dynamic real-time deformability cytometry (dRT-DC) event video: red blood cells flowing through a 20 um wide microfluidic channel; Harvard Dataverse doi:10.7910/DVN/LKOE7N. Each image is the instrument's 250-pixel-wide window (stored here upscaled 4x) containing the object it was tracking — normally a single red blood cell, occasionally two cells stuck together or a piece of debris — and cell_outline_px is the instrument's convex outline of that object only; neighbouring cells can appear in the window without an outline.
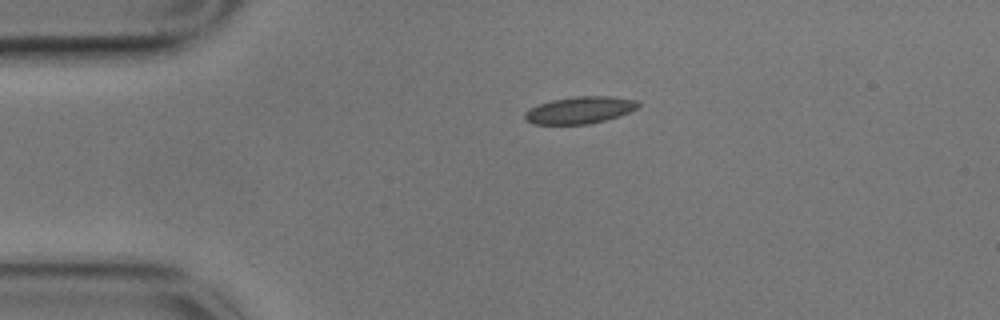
{"species": "common noctule bat (a hibernating species)", "species_latin": "Nyctalus noctula", "temperature_condition": "cold", "stored_images_in_passage": 7, "camera_frame_rate_fps": 3000, "um_per_image_px": 0.085, "animal": {"sex": "male", "body_mass_g": 17.9}, "frame": {"image": 1, "passage_image": 1, "time_ms": 0.0, "image_size_px": [1000, 320], "cell_outline_px": [[640, 104], [636, 108], [628, 112], [604, 120], [588, 124], [532, 124], [524, 116], [524, 112], [528, 108], [552, 100], [576, 96], [612, 96], [636, 100]], "centroid_in_image_um": [49.25, 9.35], "position_along_channel_um": 35.7, "area_um2": 17.63}}